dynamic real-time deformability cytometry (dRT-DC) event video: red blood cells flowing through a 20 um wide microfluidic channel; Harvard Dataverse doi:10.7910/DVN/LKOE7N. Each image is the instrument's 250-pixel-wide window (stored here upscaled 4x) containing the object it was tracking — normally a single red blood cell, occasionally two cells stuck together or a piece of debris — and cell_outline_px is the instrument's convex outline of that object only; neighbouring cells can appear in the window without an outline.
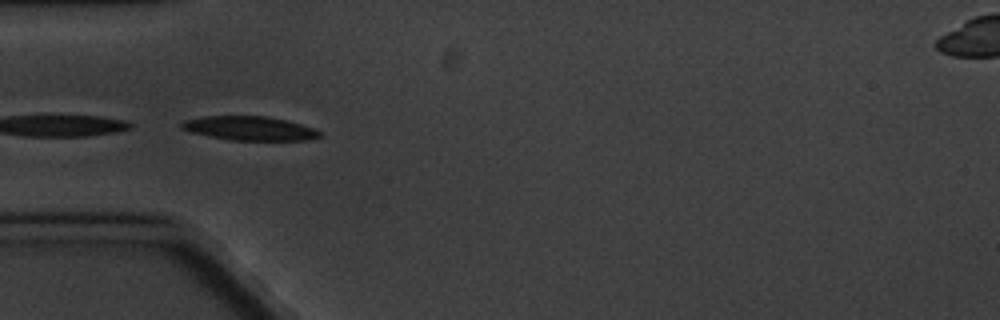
{"species": "common noctule bat (a hibernating species)", "species_latin": "Nyctalus noctula", "temperature_condition": "cold", "stored_images_in_passage": 6, "camera_frame_rate_fps": 3000, "um_per_image_px": 0.085, "animal": {"sex": "male", "body_mass_g": 20.1, "forearm_length_mm": 53.5}, "frame": {"image": 1, "passage_image": 4, "time_ms": 3.667, "image_size_px": [1000, 320], "cell_outline_px": [[324, 136], [312, 140], [228, 140], [192, 132], [180, 128], [180, 124], [184, 120], [204, 116], [268, 116], [316, 128]], "centroid_in_image_um": [21.26, 10.91], "position_along_channel_um": 63.7, "area_um2": 19.42}}